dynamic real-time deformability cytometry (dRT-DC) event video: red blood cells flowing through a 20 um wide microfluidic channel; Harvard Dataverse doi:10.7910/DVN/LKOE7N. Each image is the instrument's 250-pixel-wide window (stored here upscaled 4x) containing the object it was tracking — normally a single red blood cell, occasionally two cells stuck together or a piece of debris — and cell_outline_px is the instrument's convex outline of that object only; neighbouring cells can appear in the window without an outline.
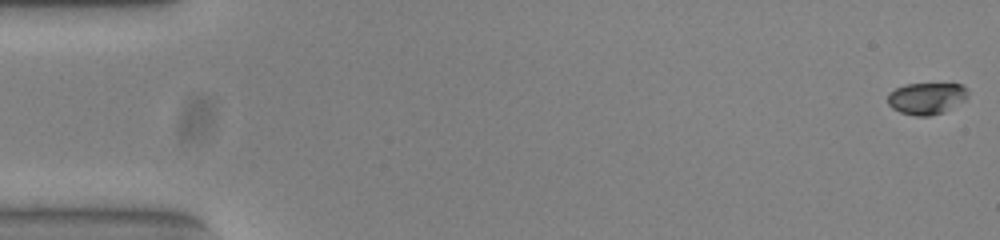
{"species": "common noctule bat (a hibernating species)", "species_latin": "Nyctalus noctula", "temperature_condition": "warm", "stored_images_in_passage": 17, "camera_frame_rate_fps": 3000, "um_per_image_px": 0.085, "animal": {"sex": "female", "body_mass_g": 23.0, "forearm_length_mm": 53.4}, "frame": {"image": 1, "passage_image": 1, "time_ms": 0.0, "image_size_px": [1000, 240], "cell_outline_px": [[968, 96], [964, 100], [944, 112], [928, 116], [916, 116], [900, 112], [892, 108], [888, 104], [888, 92], [904, 84], [960, 84], [968, 88]], "centroid_in_image_um": [78.75, 8.36], "position_along_channel_um": 6.3, "area_um2": 14.85}}
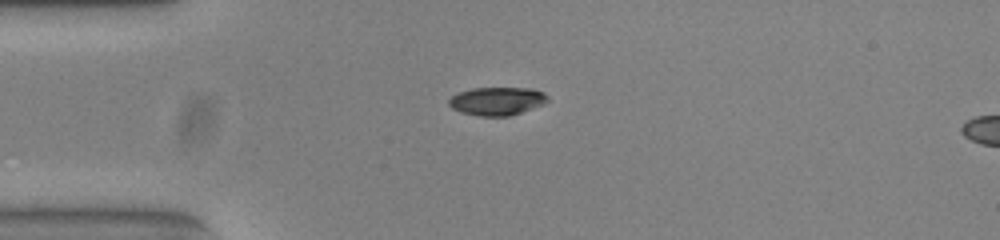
{"frame": {"image": 2, "passage_image": 14, "time_ms": 4.333, "image_size_px": [1000, 240], "cell_outline_px": [[548, 100], [544, 104], [508, 116], [480, 116], [460, 112], [452, 108], [448, 104], [448, 100], [452, 96], [460, 92], [472, 88], [532, 88], [544, 92], [548, 96]], "centroid_in_image_um": [42.25, 8.59], "position_along_channel_um": 42.8, "area_um2": 16.18}}